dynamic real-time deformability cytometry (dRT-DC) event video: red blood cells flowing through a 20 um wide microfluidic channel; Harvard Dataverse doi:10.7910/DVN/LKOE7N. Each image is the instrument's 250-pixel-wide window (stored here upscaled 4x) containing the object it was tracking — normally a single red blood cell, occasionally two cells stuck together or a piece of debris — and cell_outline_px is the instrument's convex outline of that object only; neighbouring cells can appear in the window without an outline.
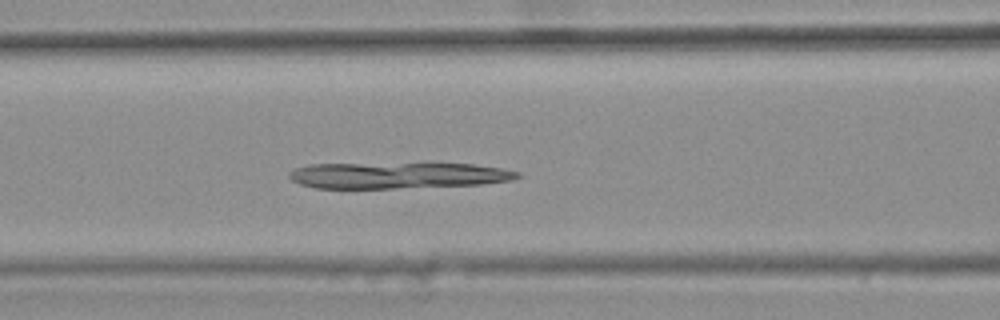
{"species": "common noctule bat (a hibernating species)", "species_latin": "Nyctalus noctula", "temperature_condition": "warm", "stored_images_in_passage": 46, "camera_frame_rate_fps": 3000, "um_per_image_px": 0.085, "animal": {"sex": "female", "body_mass_g": 25.1}, "frame": {"image": 1, "passage_image": 23, "time_ms": 7.333, "image_size_px": [1000, 320], "cell_outline_px": [[524, 176], [512, 180], [480, 184], [392, 188], [312, 188], [300, 184], [292, 180], [288, 176], [288, 172], [296, 168], [308, 164], [472, 164], [500, 168], [520, 172]], "centroid_in_image_um": [33.79, 14.91], "position_along_channel_um": 132.8, "area_um2": 34.51}}
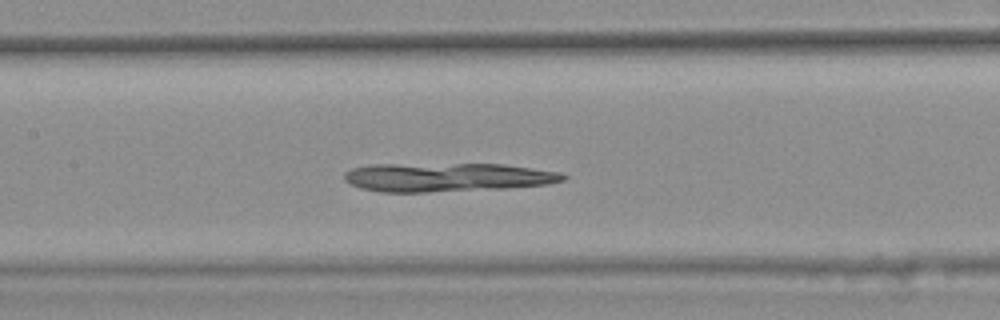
{"frame": {"image": 2, "passage_image": 26, "time_ms": 8.333, "image_size_px": [1000, 320], "cell_outline_px": [[568, 176], [564, 180], [548, 184], [508, 188], [428, 192], [380, 192], [360, 188], [344, 180], [344, 172], [352, 168], [372, 164], [500, 164], [532, 168], [560, 172]], "centroid_in_image_um": [37.99, 15.07], "position_along_channel_um": 169.4, "area_um2": 36.76}}
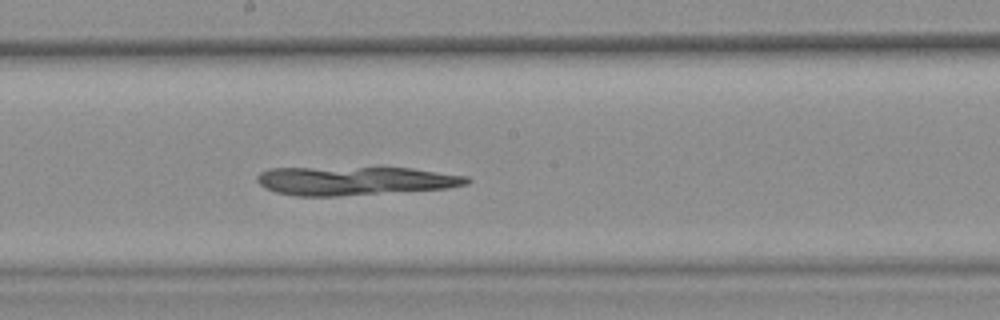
{"frame": {"image": 3, "passage_image": 30, "time_ms": 9.667, "image_size_px": [1000, 320], "cell_outline_px": [[472, 180], [468, 184], [448, 188], [336, 196], [296, 196], [276, 192], [264, 188], [256, 180], [256, 176], [260, 172], [268, 168], [412, 168], [468, 176]], "centroid_in_image_um": [30.15, 15.37], "position_along_channel_um": 218.0, "area_um2": 34.91}}